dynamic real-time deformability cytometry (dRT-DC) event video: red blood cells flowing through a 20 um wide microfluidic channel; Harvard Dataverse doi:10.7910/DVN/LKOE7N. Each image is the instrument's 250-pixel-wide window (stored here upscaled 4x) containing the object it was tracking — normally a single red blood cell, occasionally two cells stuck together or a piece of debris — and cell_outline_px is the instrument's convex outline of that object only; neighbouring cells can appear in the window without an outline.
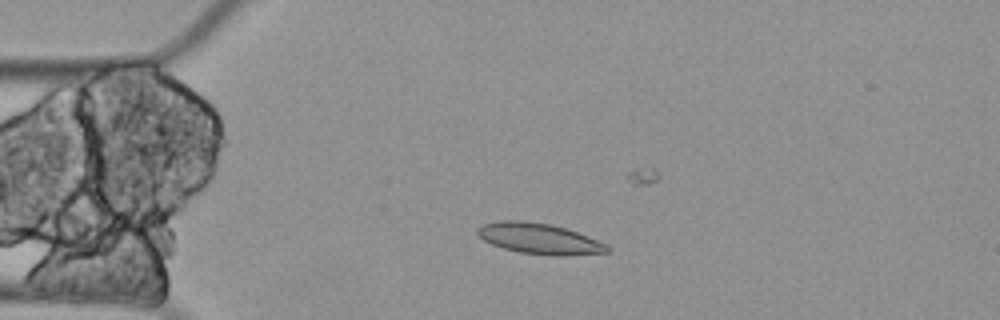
{"species": "Egyptian fruit bat (a non-hibernating species)", "species_latin": "Rousettus aegyptiacus", "temperature_condition": "cold", "stored_images_in_passage": 6, "camera_frame_rate_fps": 3000, "um_per_image_px": 0.085, "animal": {"sex": "female"}, "frame": {"image": 1, "passage_image": 4, "time_ms": 1.0, "image_size_px": [1000, 320], "cell_outline_px": [[612, 248], [608, 252], [560, 256], [552, 256], [520, 252], [504, 248], [492, 244], [484, 240], [476, 232], [476, 228], [484, 224], [500, 220], [520, 220], [552, 224], [576, 232], [608, 244]], "centroid_in_image_um": [45.85, 20.28], "position_along_channel_um": 39.2, "area_um2": 23.18}}